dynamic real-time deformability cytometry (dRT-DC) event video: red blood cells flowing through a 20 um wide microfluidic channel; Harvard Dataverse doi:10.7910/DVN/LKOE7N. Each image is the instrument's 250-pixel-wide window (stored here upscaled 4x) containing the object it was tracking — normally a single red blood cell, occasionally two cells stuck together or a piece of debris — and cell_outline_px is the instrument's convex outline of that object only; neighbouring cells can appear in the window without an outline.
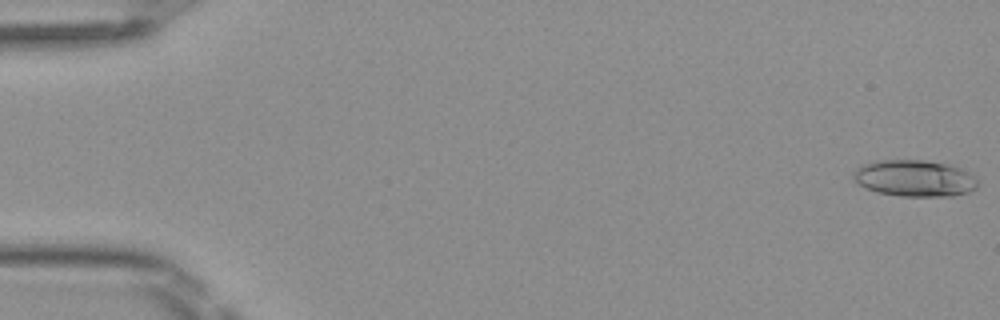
{"species": "Egyptian fruit bat (a non-hibernating species)", "species_latin": "Rousettus aegyptiacus", "temperature_condition": "room temperature", "stored_images_in_passage": 50, "camera_frame_rate_fps": 3000, "um_per_image_px": 0.085, "frame": {"image": 1, "passage_image": 1, "time_ms": 0.0, "image_size_px": [1000, 320], "cell_outline_px": [[980, 184], [976, 188], [968, 192], [952, 196], [900, 196], [876, 192], [864, 188], [852, 180], [852, 172], [856, 168], [864, 164], [876, 160], [924, 160], [948, 164], [960, 168], [976, 176]], "centroid_in_image_um": [77.72, 15.15], "position_along_channel_um": 7.3, "area_um2": 26.88}}
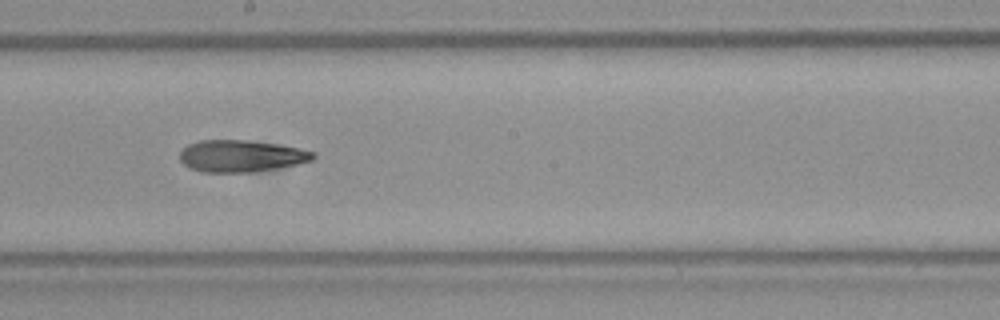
{"frame": {"image": 2, "passage_image": 28, "time_ms": 9.0, "image_size_px": [1000, 320], "cell_outline_px": [[316, 156], [312, 160], [296, 164], [256, 172], [204, 172], [188, 168], [180, 160], [180, 152], [188, 144], [200, 140], [244, 140], [276, 144], [300, 148], [316, 152]], "centroid_in_image_um": [20.49, 13.26], "position_along_channel_um": 227.7, "area_um2": 24.74}}
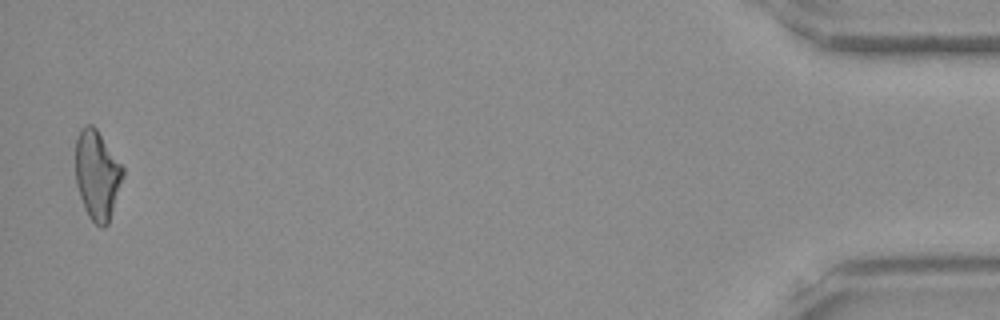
{"frame": {"image": 3, "passage_image": 49, "time_ms": 16.0, "image_size_px": [1000, 320], "cell_outline_px": [[124, 176], [108, 224], [104, 228], [100, 228], [88, 216], [84, 208], [76, 184], [76, 140], [80, 128], [88, 124], [92, 124], [96, 128], [124, 168]], "centroid_in_image_um": [8.26, 14.88], "position_along_channel_um": 426.9, "area_um2": 24.62}, "authors_computed_cell_mechanics": {"area_um2": 24.7962, "velocity_mm_per_s": 4.1149, "shape_relaxation_time_tau1_ms": null, "shape_relaxation_time_tau2_ms": 6.2122, "deformation_change_tau1": null, "deformation_change_tau2": 0.182}}